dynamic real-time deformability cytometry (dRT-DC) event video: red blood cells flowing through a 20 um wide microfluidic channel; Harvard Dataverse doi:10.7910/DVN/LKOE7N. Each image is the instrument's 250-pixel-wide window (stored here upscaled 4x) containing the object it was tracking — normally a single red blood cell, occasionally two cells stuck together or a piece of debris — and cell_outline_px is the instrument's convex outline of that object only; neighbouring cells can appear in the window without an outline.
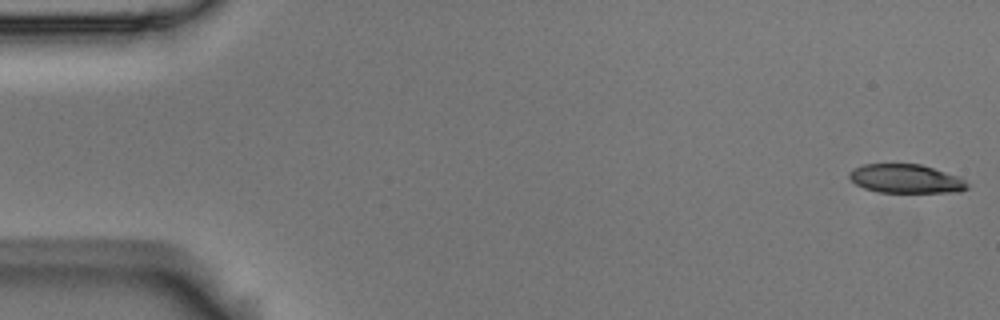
{"species": "Egyptian fruit bat (a non-hibernating species)", "species_latin": "Rousettus aegyptiacus", "temperature_condition": "room temperature", "stored_images_in_passage": 55, "camera_frame_rate_fps": 3000, "um_per_image_px": 0.085, "animal": {"sex": "male"}, "frame": {"image": 1, "passage_image": 1, "time_ms": 0.0, "image_size_px": [1000, 320], "cell_outline_px": [[972, 184], [968, 188], [960, 192], [880, 192], [864, 188], [856, 184], [848, 176], [848, 172], [864, 164], [920, 164], [960, 176]], "centroid_in_image_um": [77.07, 15.19], "position_along_channel_um": 7.9, "area_um2": 19.94}}
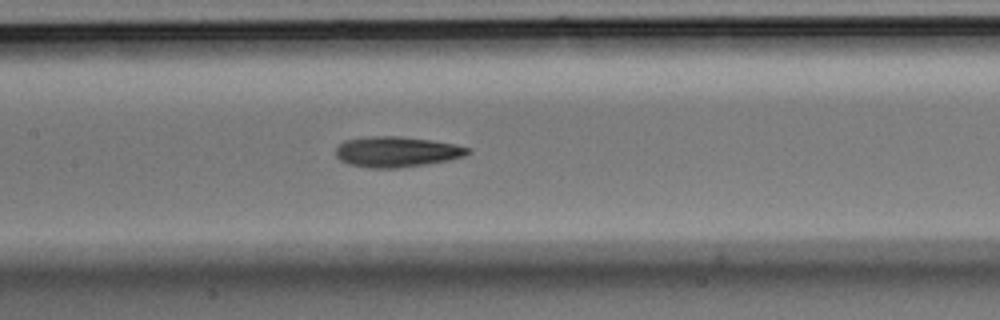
{"frame": {"image": 2, "passage_image": 26, "time_ms": 8.333, "image_size_px": [1000, 320], "cell_outline_px": [[472, 152], [464, 156], [448, 160], [428, 164], [400, 168], [372, 168], [348, 164], [340, 160], [336, 156], [336, 148], [344, 140], [372, 136], [396, 136], [428, 140], [452, 144], [472, 148]], "centroid_in_image_um": [33.72, 12.91], "position_along_channel_um": 173.7, "area_um2": 23.41}}
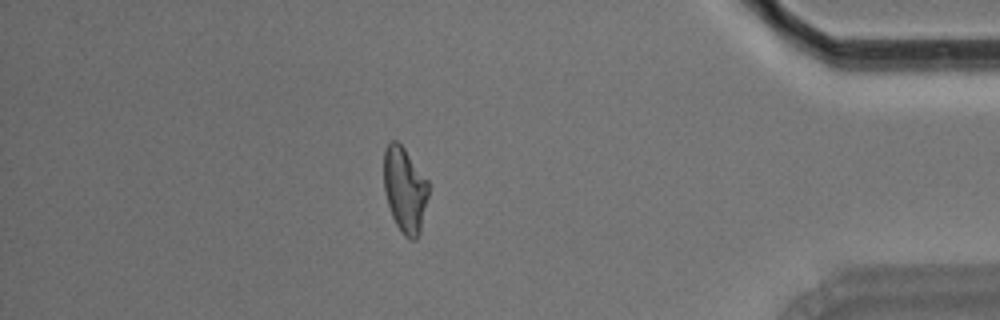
{"frame": {"image": 3, "passage_image": 48, "time_ms": 15.667, "image_size_px": [1000, 320], "cell_outline_px": [[428, 196], [420, 232], [416, 240], [408, 240], [400, 232], [392, 216], [388, 204], [384, 188], [384, 148], [392, 140], [396, 140], [404, 148], [428, 180]], "centroid_in_image_um": [34.41, 16.15], "position_along_channel_um": 400.8, "area_um2": 22.25}, "authors_computed_cell_mechanics": {"area_um2": 22.6576, "velocity_mm_per_s": 3.6286, "shape_relaxation_time_tau1_ms": null, "shape_relaxation_time_tau2_ms": 5.4269, "deformation_change_tau1": null, "deformation_change_tau2": 0.1587}}